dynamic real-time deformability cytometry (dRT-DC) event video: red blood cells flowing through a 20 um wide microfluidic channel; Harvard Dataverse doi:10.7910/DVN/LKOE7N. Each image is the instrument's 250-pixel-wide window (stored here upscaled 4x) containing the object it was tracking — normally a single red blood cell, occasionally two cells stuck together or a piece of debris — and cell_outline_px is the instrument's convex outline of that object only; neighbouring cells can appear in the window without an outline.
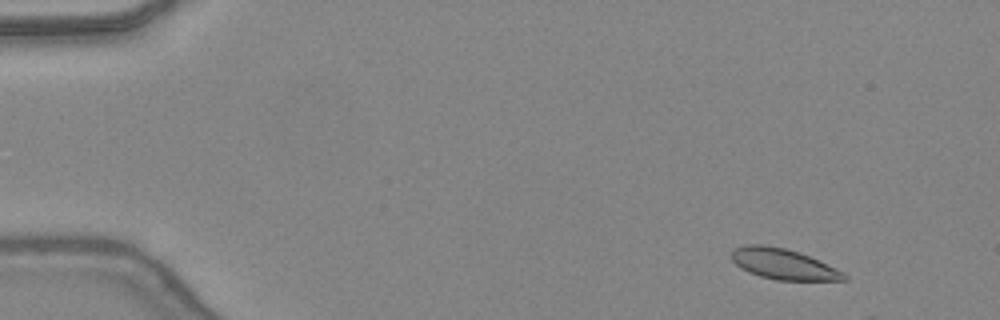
{"species": "common noctule bat (a hibernating species)", "species_latin": "Nyctalus noctula", "temperature_condition": "warm", "stored_images_in_passage": 6, "camera_frame_rate_fps": 3000, "um_per_image_px": 0.085, "animal": {"sex": "female", "body_mass_g": 24.6, "forearm_length_mm": 56.2}, "frame": {"image": 1, "passage_image": 2, "time_ms": 0.333, "image_size_px": [1000, 320], "cell_outline_px": [[848, 280], [776, 280], [760, 276], [748, 272], [740, 268], [732, 260], [732, 248], [744, 244], [764, 244], [784, 248], [808, 256], [844, 272], [848, 276]], "centroid_in_image_um": [66.54, 22.44], "position_along_channel_um": 18.5, "area_um2": 20.0}}